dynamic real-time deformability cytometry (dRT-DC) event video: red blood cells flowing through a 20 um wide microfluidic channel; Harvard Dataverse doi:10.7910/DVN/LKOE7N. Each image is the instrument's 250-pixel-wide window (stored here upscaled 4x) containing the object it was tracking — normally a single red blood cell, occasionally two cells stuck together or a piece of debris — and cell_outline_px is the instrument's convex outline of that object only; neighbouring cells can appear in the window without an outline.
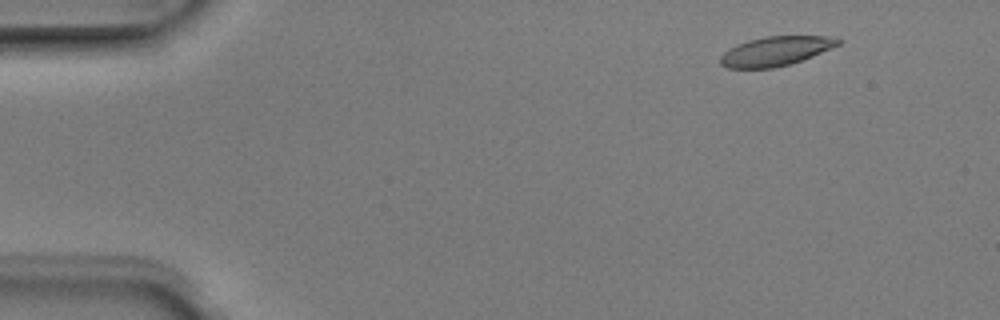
{"species": "Egyptian fruit bat (a non-hibernating species)", "species_latin": "Rousettus aegyptiacus", "temperature_condition": "room temperature", "stored_images_in_passage": 4, "camera_frame_rate_fps": 3000, "um_per_image_px": 0.085, "animal": {"sex": "male"}, "frame": {"image": 1, "passage_image": 2, "time_ms": 0.333, "image_size_px": [1000, 320], "cell_outline_px": [[844, 40], [840, 44], [812, 56], [788, 64], [772, 68], [728, 68], [720, 64], [720, 56], [724, 52], [736, 44], [748, 40], [764, 36], [836, 36]], "centroid_in_image_um": [65.94, 4.33], "position_along_channel_um": 19.1, "area_um2": 20.11}}
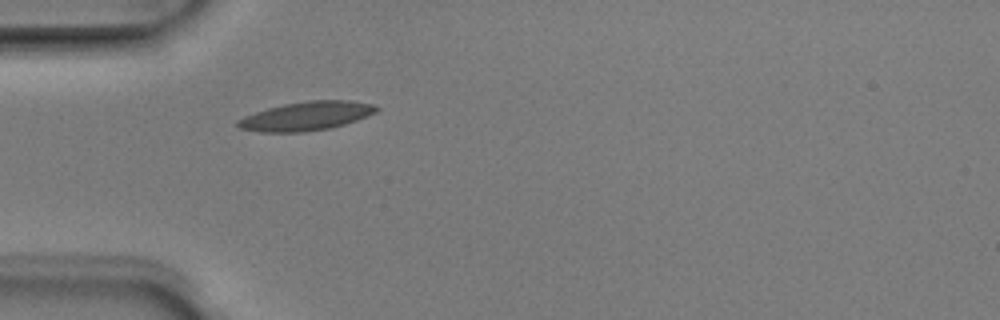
{"frame": {"image": 2, "passage_image": 4, "time_ms": 1.0, "image_size_px": [1000, 320], "cell_outline_px": [[380, 108], [376, 112], [356, 120], [332, 128], [304, 132], [260, 132], [240, 128], [236, 124], [236, 120], [244, 116], [268, 108], [284, 104], [308, 100], [348, 100], [372, 104]], "centroid_in_image_um": [26.03, 9.86], "position_along_channel_um": 59.0, "area_um2": 23.24}}